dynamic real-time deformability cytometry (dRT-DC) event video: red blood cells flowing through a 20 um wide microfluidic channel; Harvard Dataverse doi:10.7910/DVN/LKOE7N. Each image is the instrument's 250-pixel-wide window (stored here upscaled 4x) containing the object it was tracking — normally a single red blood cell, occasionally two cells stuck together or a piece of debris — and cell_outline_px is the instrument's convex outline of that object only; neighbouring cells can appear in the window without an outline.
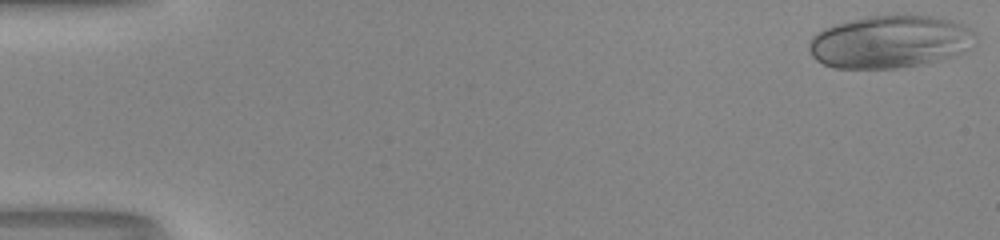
{"species": "human", "species_latin": "Homo sapiens", "temperature_condition": "room temperature", "stored_images_in_passage": 12, "camera_frame_rate_fps": 3000, "um_per_image_px": 0.085, "donor": {"sex": "male"}, "frame": {"image": 1, "passage_image": 1, "time_ms": 0.0, "image_size_px": [1000, 240], "cell_outline_px": [[976, 44], [964, 52], [952, 56], [916, 64], [896, 68], [836, 68], [824, 64], [816, 60], [812, 56], [808, 48], [808, 44], [812, 36], [816, 32], [824, 28], [836, 24], [868, 16], [932, 16], [952, 20], [964, 24], [976, 32]], "centroid_in_image_um": [75.66, 3.54], "position_along_channel_um": 9.3, "area_um2": 50.86}}